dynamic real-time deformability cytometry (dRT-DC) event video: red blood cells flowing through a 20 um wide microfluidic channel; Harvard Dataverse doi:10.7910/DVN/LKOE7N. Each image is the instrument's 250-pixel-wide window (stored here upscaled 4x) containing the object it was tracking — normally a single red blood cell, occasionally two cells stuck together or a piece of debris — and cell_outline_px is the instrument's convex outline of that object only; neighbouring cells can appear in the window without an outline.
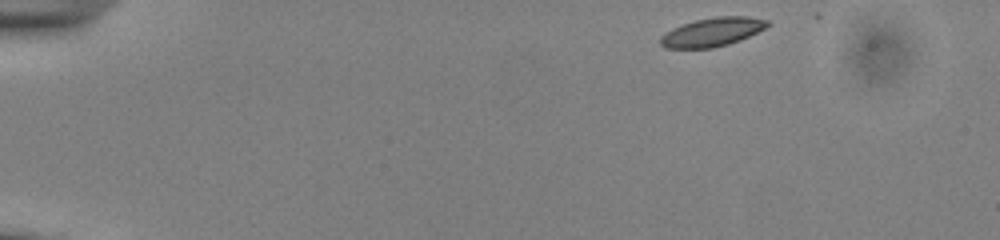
{"species": "common noctule bat (a hibernating species)", "species_latin": "Nyctalus noctula", "temperature_condition": "cold", "stored_images_in_passage": 18, "camera_frame_rate_fps": 3000, "um_per_image_px": 0.085, "animal": {"sex": "male", "body_mass_g": 13.0, "forearm_length_mm": 53.1}, "frame": {"image": 1, "passage_image": 1, "time_ms": 0.0, "image_size_px": [1000, 240], "cell_outline_px": [[772, 24], [740, 40], [728, 44], [712, 48], [664, 48], [660, 44], [660, 36], [672, 28], [696, 20], [716, 16], [748, 16], [768, 20]], "centroid_in_image_um": [60.54, 2.72], "position_along_channel_um": 24.5, "area_um2": 17.86}}
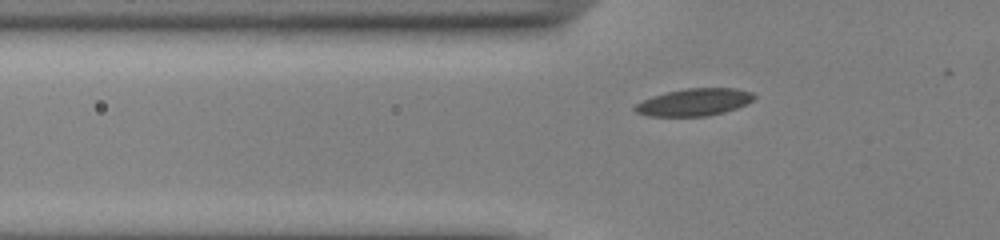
{"frame": {"image": 2, "passage_image": 12, "time_ms": 3.667, "image_size_px": [1000, 240], "cell_outline_px": [[756, 96], [752, 100], [736, 108], [724, 112], [708, 116], [648, 116], [636, 112], [632, 108], [636, 104], [652, 96], [684, 88], [736, 88], [752, 92]], "centroid_in_image_um": [59.0, 8.68], "position_along_channel_um": 66.8, "area_um2": 18.84}}
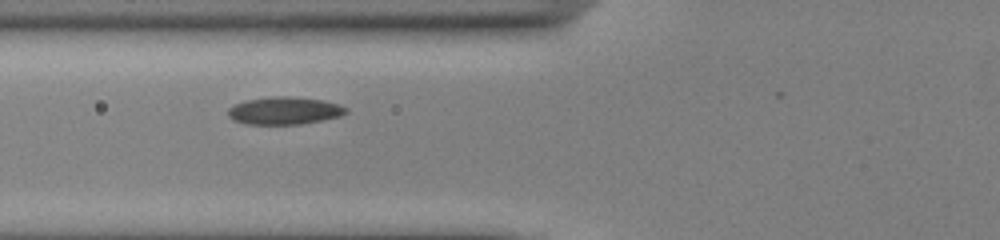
{"frame": {"image": 3, "passage_image": 15, "time_ms": 4.667, "image_size_px": [1000, 240], "cell_outline_px": [[348, 112], [340, 116], [300, 124], [248, 124], [232, 120], [228, 116], [228, 108], [236, 104], [248, 100], [276, 96], [288, 96], [320, 100], [336, 104], [348, 108]], "centroid_in_image_um": [24.15, 9.41], "position_along_channel_um": 101.6, "area_um2": 18.61}}